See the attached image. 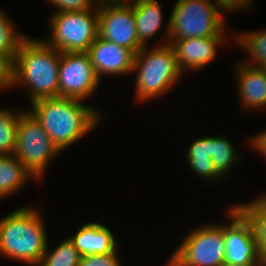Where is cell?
Returning a JSON list of instances; mask_svg holds the SVG:
<instances>
[{
    "instance_id": "603a6c76",
    "label": "cell",
    "mask_w": 266,
    "mask_h": 266,
    "mask_svg": "<svg viewBox=\"0 0 266 266\" xmlns=\"http://www.w3.org/2000/svg\"><path fill=\"white\" fill-rule=\"evenodd\" d=\"M22 33L16 27L13 18H10L8 13L0 8V54H4L14 61L22 42L29 36Z\"/></svg>"
},
{
    "instance_id": "277c9868",
    "label": "cell",
    "mask_w": 266,
    "mask_h": 266,
    "mask_svg": "<svg viewBox=\"0 0 266 266\" xmlns=\"http://www.w3.org/2000/svg\"><path fill=\"white\" fill-rule=\"evenodd\" d=\"M136 74V75H135ZM134 97L137 104L158 99L177 86L184 75L170 44L143 46L134 55Z\"/></svg>"
},
{
    "instance_id": "d6986e66",
    "label": "cell",
    "mask_w": 266,
    "mask_h": 266,
    "mask_svg": "<svg viewBox=\"0 0 266 266\" xmlns=\"http://www.w3.org/2000/svg\"><path fill=\"white\" fill-rule=\"evenodd\" d=\"M233 206L250 223L260 259L266 261V193Z\"/></svg>"
},
{
    "instance_id": "ffe728a7",
    "label": "cell",
    "mask_w": 266,
    "mask_h": 266,
    "mask_svg": "<svg viewBox=\"0 0 266 266\" xmlns=\"http://www.w3.org/2000/svg\"><path fill=\"white\" fill-rule=\"evenodd\" d=\"M236 32H233L234 45L237 44L238 48L240 47L247 54L241 61L250 66L264 67L266 65V29Z\"/></svg>"
},
{
    "instance_id": "3957f363",
    "label": "cell",
    "mask_w": 266,
    "mask_h": 266,
    "mask_svg": "<svg viewBox=\"0 0 266 266\" xmlns=\"http://www.w3.org/2000/svg\"><path fill=\"white\" fill-rule=\"evenodd\" d=\"M59 62L58 50L29 35L13 61V88L24 89L29 103L59 97Z\"/></svg>"
},
{
    "instance_id": "cb8c5ba5",
    "label": "cell",
    "mask_w": 266,
    "mask_h": 266,
    "mask_svg": "<svg viewBox=\"0 0 266 266\" xmlns=\"http://www.w3.org/2000/svg\"><path fill=\"white\" fill-rule=\"evenodd\" d=\"M48 246L38 266H78L81 258L69 238H63L54 249ZM51 249V250H50Z\"/></svg>"
},
{
    "instance_id": "4fadbf2b",
    "label": "cell",
    "mask_w": 266,
    "mask_h": 266,
    "mask_svg": "<svg viewBox=\"0 0 266 266\" xmlns=\"http://www.w3.org/2000/svg\"><path fill=\"white\" fill-rule=\"evenodd\" d=\"M87 53L100 80L104 76L132 74L135 54L126 47L98 36Z\"/></svg>"
},
{
    "instance_id": "ac0fdd59",
    "label": "cell",
    "mask_w": 266,
    "mask_h": 266,
    "mask_svg": "<svg viewBox=\"0 0 266 266\" xmlns=\"http://www.w3.org/2000/svg\"><path fill=\"white\" fill-rule=\"evenodd\" d=\"M186 150V162L191 172L203 182L210 184L224 180L217 172L211 159V136L197 137ZM213 181V182H212Z\"/></svg>"
},
{
    "instance_id": "2e32d148",
    "label": "cell",
    "mask_w": 266,
    "mask_h": 266,
    "mask_svg": "<svg viewBox=\"0 0 266 266\" xmlns=\"http://www.w3.org/2000/svg\"><path fill=\"white\" fill-rule=\"evenodd\" d=\"M69 236V240L81 256L107 254L119 247L113 231L104 223L97 221L82 224L75 234Z\"/></svg>"
},
{
    "instance_id": "f1b7e54d",
    "label": "cell",
    "mask_w": 266,
    "mask_h": 266,
    "mask_svg": "<svg viewBox=\"0 0 266 266\" xmlns=\"http://www.w3.org/2000/svg\"><path fill=\"white\" fill-rule=\"evenodd\" d=\"M249 138L248 146L250 149L252 148V151H256L259 156L261 155L263 159H266V129L263 128L261 132Z\"/></svg>"
},
{
    "instance_id": "7402d4cb",
    "label": "cell",
    "mask_w": 266,
    "mask_h": 266,
    "mask_svg": "<svg viewBox=\"0 0 266 266\" xmlns=\"http://www.w3.org/2000/svg\"><path fill=\"white\" fill-rule=\"evenodd\" d=\"M25 110L0 106V155H11L16 147L18 120Z\"/></svg>"
},
{
    "instance_id": "9c48e42d",
    "label": "cell",
    "mask_w": 266,
    "mask_h": 266,
    "mask_svg": "<svg viewBox=\"0 0 266 266\" xmlns=\"http://www.w3.org/2000/svg\"><path fill=\"white\" fill-rule=\"evenodd\" d=\"M98 8V36L130 49L136 54L139 42L134 7L129 0H102Z\"/></svg>"
},
{
    "instance_id": "5bb4252c",
    "label": "cell",
    "mask_w": 266,
    "mask_h": 266,
    "mask_svg": "<svg viewBox=\"0 0 266 266\" xmlns=\"http://www.w3.org/2000/svg\"><path fill=\"white\" fill-rule=\"evenodd\" d=\"M236 100L240 110L266 111V71L263 67L250 66L244 62L235 64Z\"/></svg>"
},
{
    "instance_id": "4dcf8cb0",
    "label": "cell",
    "mask_w": 266,
    "mask_h": 266,
    "mask_svg": "<svg viewBox=\"0 0 266 266\" xmlns=\"http://www.w3.org/2000/svg\"><path fill=\"white\" fill-rule=\"evenodd\" d=\"M164 266H173V265L167 260Z\"/></svg>"
},
{
    "instance_id": "1f68e13d",
    "label": "cell",
    "mask_w": 266,
    "mask_h": 266,
    "mask_svg": "<svg viewBox=\"0 0 266 266\" xmlns=\"http://www.w3.org/2000/svg\"><path fill=\"white\" fill-rule=\"evenodd\" d=\"M260 266H266V261H261Z\"/></svg>"
},
{
    "instance_id": "484cf974",
    "label": "cell",
    "mask_w": 266,
    "mask_h": 266,
    "mask_svg": "<svg viewBox=\"0 0 266 266\" xmlns=\"http://www.w3.org/2000/svg\"><path fill=\"white\" fill-rule=\"evenodd\" d=\"M118 247L114 252L81 256L78 266H123Z\"/></svg>"
},
{
    "instance_id": "7c38bea8",
    "label": "cell",
    "mask_w": 266,
    "mask_h": 266,
    "mask_svg": "<svg viewBox=\"0 0 266 266\" xmlns=\"http://www.w3.org/2000/svg\"><path fill=\"white\" fill-rule=\"evenodd\" d=\"M231 41H234L233 37H200L177 39L170 45L175 51L178 67L185 76L189 71L194 73L212 64L217 58L218 47L223 45L224 48V44Z\"/></svg>"
},
{
    "instance_id": "8fae6325",
    "label": "cell",
    "mask_w": 266,
    "mask_h": 266,
    "mask_svg": "<svg viewBox=\"0 0 266 266\" xmlns=\"http://www.w3.org/2000/svg\"><path fill=\"white\" fill-rule=\"evenodd\" d=\"M227 222H223L225 261L241 266H260L256 241L250 223L231 204L226 209Z\"/></svg>"
},
{
    "instance_id": "4316f807",
    "label": "cell",
    "mask_w": 266,
    "mask_h": 266,
    "mask_svg": "<svg viewBox=\"0 0 266 266\" xmlns=\"http://www.w3.org/2000/svg\"><path fill=\"white\" fill-rule=\"evenodd\" d=\"M13 88V61L0 54V91Z\"/></svg>"
},
{
    "instance_id": "6da1fadb",
    "label": "cell",
    "mask_w": 266,
    "mask_h": 266,
    "mask_svg": "<svg viewBox=\"0 0 266 266\" xmlns=\"http://www.w3.org/2000/svg\"><path fill=\"white\" fill-rule=\"evenodd\" d=\"M86 103L79 99L51 97L33 101L26 109L62 153L102 124L103 111Z\"/></svg>"
},
{
    "instance_id": "8992f818",
    "label": "cell",
    "mask_w": 266,
    "mask_h": 266,
    "mask_svg": "<svg viewBox=\"0 0 266 266\" xmlns=\"http://www.w3.org/2000/svg\"><path fill=\"white\" fill-rule=\"evenodd\" d=\"M49 35L42 38L59 52H88L98 37V8L51 13Z\"/></svg>"
},
{
    "instance_id": "30bf717a",
    "label": "cell",
    "mask_w": 266,
    "mask_h": 266,
    "mask_svg": "<svg viewBox=\"0 0 266 266\" xmlns=\"http://www.w3.org/2000/svg\"><path fill=\"white\" fill-rule=\"evenodd\" d=\"M100 83L87 52H60L59 97L87 101Z\"/></svg>"
},
{
    "instance_id": "7a4b0ae2",
    "label": "cell",
    "mask_w": 266,
    "mask_h": 266,
    "mask_svg": "<svg viewBox=\"0 0 266 266\" xmlns=\"http://www.w3.org/2000/svg\"><path fill=\"white\" fill-rule=\"evenodd\" d=\"M25 205L0 218V256L26 266H38L49 241L44 210Z\"/></svg>"
},
{
    "instance_id": "e0dca14e",
    "label": "cell",
    "mask_w": 266,
    "mask_h": 266,
    "mask_svg": "<svg viewBox=\"0 0 266 266\" xmlns=\"http://www.w3.org/2000/svg\"><path fill=\"white\" fill-rule=\"evenodd\" d=\"M30 182L39 183L14 154L0 155V202L17 194Z\"/></svg>"
},
{
    "instance_id": "d4e9b609",
    "label": "cell",
    "mask_w": 266,
    "mask_h": 266,
    "mask_svg": "<svg viewBox=\"0 0 266 266\" xmlns=\"http://www.w3.org/2000/svg\"><path fill=\"white\" fill-rule=\"evenodd\" d=\"M54 6L52 13L60 12H80L88 9H94L99 0H46Z\"/></svg>"
},
{
    "instance_id": "52a82bcc",
    "label": "cell",
    "mask_w": 266,
    "mask_h": 266,
    "mask_svg": "<svg viewBox=\"0 0 266 266\" xmlns=\"http://www.w3.org/2000/svg\"><path fill=\"white\" fill-rule=\"evenodd\" d=\"M167 260L173 266H221L225 261L223 223L193 227Z\"/></svg>"
},
{
    "instance_id": "83f0119b",
    "label": "cell",
    "mask_w": 266,
    "mask_h": 266,
    "mask_svg": "<svg viewBox=\"0 0 266 266\" xmlns=\"http://www.w3.org/2000/svg\"><path fill=\"white\" fill-rule=\"evenodd\" d=\"M226 14L242 13L254 7L253 0H214ZM244 10V11H243ZM239 11V12H238Z\"/></svg>"
},
{
    "instance_id": "5b68a950",
    "label": "cell",
    "mask_w": 266,
    "mask_h": 266,
    "mask_svg": "<svg viewBox=\"0 0 266 266\" xmlns=\"http://www.w3.org/2000/svg\"><path fill=\"white\" fill-rule=\"evenodd\" d=\"M170 13L168 44L177 39L233 37L227 32L226 13L214 0H177ZM228 34V35H227Z\"/></svg>"
},
{
    "instance_id": "9a60e30c",
    "label": "cell",
    "mask_w": 266,
    "mask_h": 266,
    "mask_svg": "<svg viewBox=\"0 0 266 266\" xmlns=\"http://www.w3.org/2000/svg\"><path fill=\"white\" fill-rule=\"evenodd\" d=\"M129 1L134 7V17L139 42L143 46H149V41H152L154 36L156 37L162 32L161 36L159 34L160 41L157 42L156 46L168 44L170 36V18H168V22H166V26L164 27V9H162L163 7L160 5L161 2L158 0ZM161 29L163 31H161Z\"/></svg>"
},
{
    "instance_id": "f546056e",
    "label": "cell",
    "mask_w": 266,
    "mask_h": 266,
    "mask_svg": "<svg viewBox=\"0 0 266 266\" xmlns=\"http://www.w3.org/2000/svg\"><path fill=\"white\" fill-rule=\"evenodd\" d=\"M221 266H241V265H233V264H228V263L224 262Z\"/></svg>"
},
{
    "instance_id": "44dd1931",
    "label": "cell",
    "mask_w": 266,
    "mask_h": 266,
    "mask_svg": "<svg viewBox=\"0 0 266 266\" xmlns=\"http://www.w3.org/2000/svg\"><path fill=\"white\" fill-rule=\"evenodd\" d=\"M233 143L224 135H211V159L216 172L224 181L233 167L235 168L236 164L238 165V162L243 159V155L238 153Z\"/></svg>"
},
{
    "instance_id": "ba28073f",
    "label": "cell",
    "mask_w": 266,
    "mask_h": 266,
    "mask_svg": "<svg viewBox=\"0 0 266 266\" xmlns=\"http://www.w3.org/2000/svg\"><path fill=\"white\" fill-rule=\"evenodd\" d=\"M13 154L38 182H42L46 170L61 152L52 143L41 124L25 108L18 120Z\"/></svg>"
}]
</instances>
